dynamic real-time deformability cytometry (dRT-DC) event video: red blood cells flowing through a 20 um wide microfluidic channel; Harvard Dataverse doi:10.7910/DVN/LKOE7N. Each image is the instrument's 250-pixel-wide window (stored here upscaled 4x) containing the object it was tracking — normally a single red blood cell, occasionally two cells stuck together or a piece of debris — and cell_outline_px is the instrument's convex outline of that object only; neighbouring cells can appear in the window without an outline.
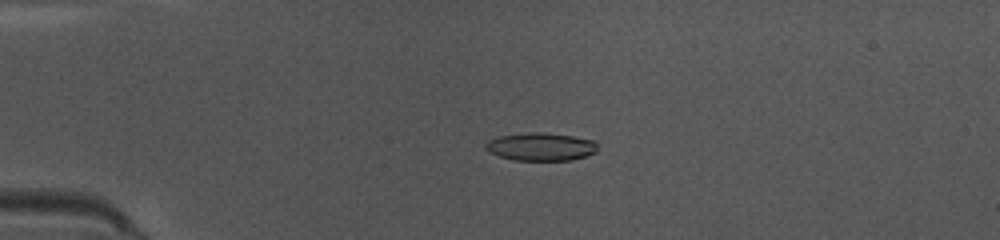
{"species": "common noctule bat (a hibernating species)", "species_latin": "Nyctalus noctula", "temperature_condition": "warm", "stored_images_in_passage": 34, "camera_frame_rate_fps": 3000, "um_per_image_px": 0.085, "animal": {"sex": "female", "body_mass_g": 10.0, "forearm_length_mm": 53.1}, "frame": {"image": 1, "passage_image": 4, "time_ms": 1.0, "image_size_px": [1000, 240], "cell_outline_px": [[596, 152], [572, 160], [512, 160], [488, 152], [484, 148], [484, 144], [488, 140], [500, 136], [528, 132], [540, 132], [572, 136], [596, 140]], "centroid_in_image_um": [45.94, 12.47], "position_along_channel_um": 39.1, "area_um2": 18.26}}
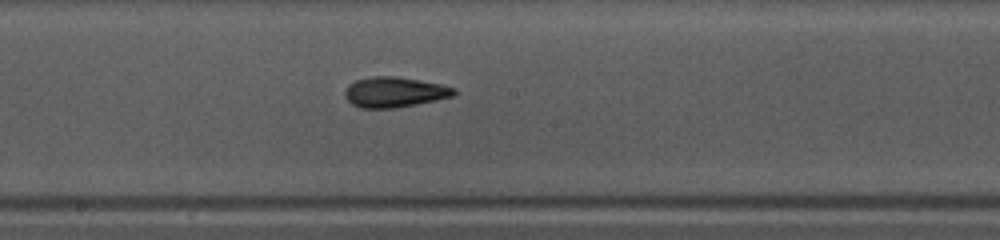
{"frame": {"image": 2, "passage_image": 19, "time_ms": 6.0, "image_size_px": [1000, 240], "cell_outline_px": [[456, 92], [452, 96], [436, 100], [396, 108], [360, 108], [352, 104], [344, 96], [344, 92], [348, 84], [356, 80], [372, 76], [396, 76], [420, 80], [440, 84], [456, 88]], "centroid_in_image_um": [33.5, 7.83], "position_along_channel_um": 214.7, "area_um2": 19.31}}
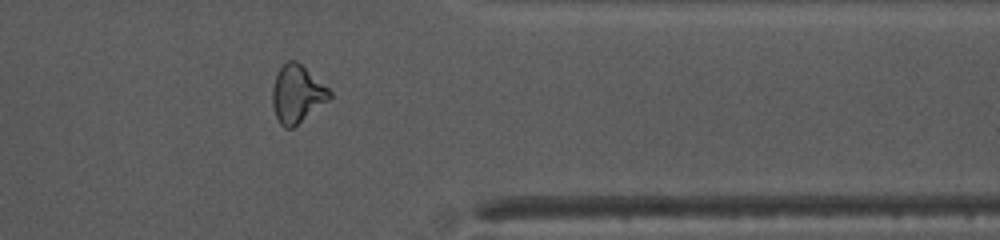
{"frame": {"image": 3, "passage_image": 32, "time_ms": 10.333, "image_size_px": [1000, 240], "cell_outline_px": [[332, 96], [328, 100], [292, 128], [284, 128], [280, 124], [276, 116], [272, 104], [272, 88], [276, 72], [288, 60], [296, 60], [328, 88], [332, 92]], "centroid_in_image_um": [25.22, 7.98], "position_along_channel_um": 386.2, "area_um2": 18.96}, "authors_computed_cell_mechanics": {"area_um2": 18.7561, "velocity_mm_per_s": 4.135, "shape_relaxation_time_tau1_ms": 8.051, "shape_relaxation_time_tau2_ms": 1.913, "deformation_change_tau1": 0.1997, "deformation_change_tau2": 0.0997}}